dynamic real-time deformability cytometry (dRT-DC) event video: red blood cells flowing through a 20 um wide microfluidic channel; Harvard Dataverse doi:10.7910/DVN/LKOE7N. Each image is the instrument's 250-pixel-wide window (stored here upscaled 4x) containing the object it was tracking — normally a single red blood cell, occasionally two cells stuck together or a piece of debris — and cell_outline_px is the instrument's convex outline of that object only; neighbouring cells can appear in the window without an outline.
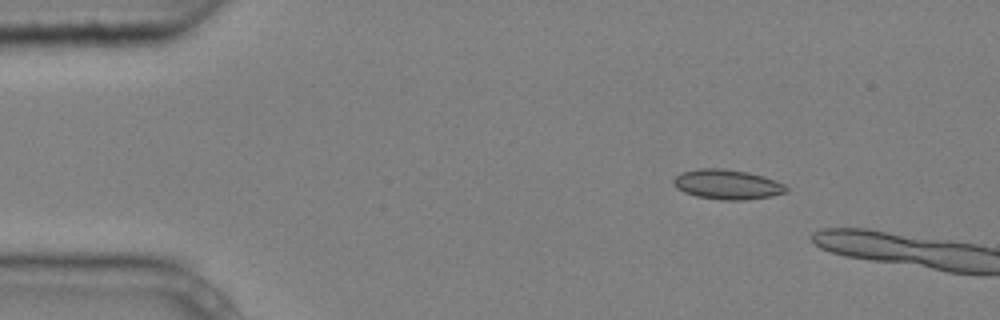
{"species": "common noctule bat (a hibernating species)", "species_latin": "Nyctalus noctula", "temperature_condition": "cold", "stored_images_in_passage": 2, "camera_frame_rate_fps": 3000, "um_per_image_px": 0.085, "animal": {"sex": "male", "body_mass_g": 20.4}, "frame": {"image": 1, "passage_image": 1, "time_ms": 0.0, "image_size_px": [1000, 320], "cell_outline_px": [[788, 192], [772, 196], [744, 200], [720, 200], [696, 196], [684, 192], [676, 188], [672, 180], [676, 176], [684, 172], [700, 168], [720, 168], [748, 172], [764, 176], [776, 180], [784, 184], [788, 188]], "centroid_in_image_um": [61.85, 15.68], "position_along_channel_um": 23.2, "area_um2": 19.65}}